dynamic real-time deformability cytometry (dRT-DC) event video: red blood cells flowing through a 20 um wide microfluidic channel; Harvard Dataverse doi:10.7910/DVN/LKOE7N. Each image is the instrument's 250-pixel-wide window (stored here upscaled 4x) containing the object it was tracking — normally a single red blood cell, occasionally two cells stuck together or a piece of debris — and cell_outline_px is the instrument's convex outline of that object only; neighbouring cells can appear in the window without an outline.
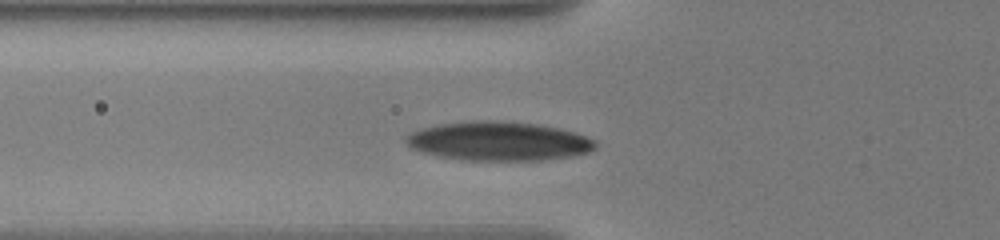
{"species": "human", "species_latin": "Homo sapiens", "temperature_condition": "warm", "stored_images_in_passage": 7, "camera_frame_rate_fps": 3000, "um_per_image_px": 0.085, "donor": {"sex": "male"}, "frame": {"image": 1, "passage_image": 4, "time_ms": 2.333, "image_size_px": [1000, 240], "cell_outline_px": [[596, 148], [588, 152], [572, 156], [540, 160], [460, 160], [440, 156], [408, 148], [404, 140], [412, 132], [436, 124], [476, 120], [488, 120], [536, 124], [560, 128], [596, 140]], "centroid_in_image_um": [42.36, 12.0], "position_along_channel_um": 83.4, "area_um2": 42.89}}
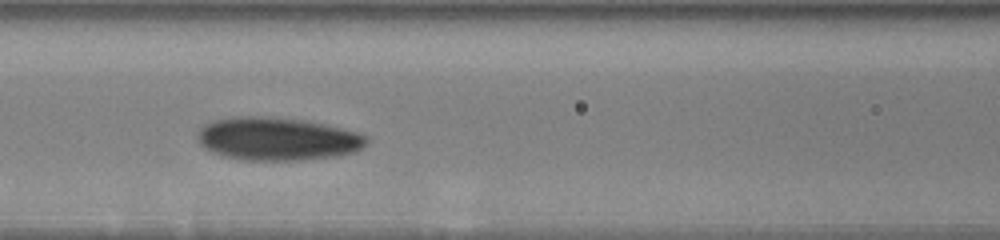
{"frame": {"image": 2, "passage_image": 6, "time_ms": 4.0, "image_size_px": [1000, 240], "cell_outline_px": [[368, 140], [360, 148], [352, 152], [336, 156], [304, 160], [240, 160], [224, 156], [212, 152], [204, 148], [200, 144], [200, 128], [204, 124], [216, 120], [232, 116], [268, 116], [308, 120], [356, 132], [368, 136]], "centroid_in_image_um": [23.56, 11.8], "position_along_channel_um": 143.0, "area_um2": 42.37}}
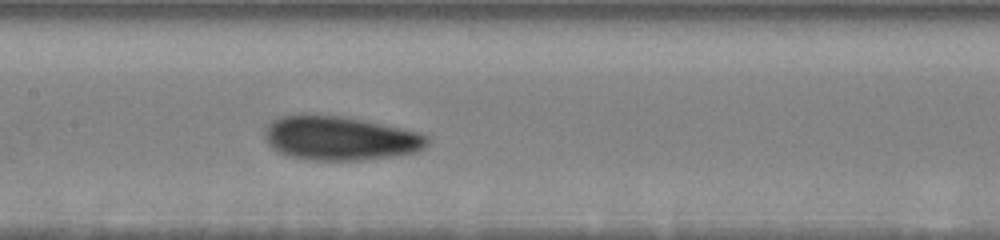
{"frame": {"image": 3, "passage_image": 7, "time_ms": 5.0, "image_size_px": [1000, 240], "cell_outline_px": [[428, 144], [424, 148], [416, 152], [392, 156], [364, 160], [308, 160], [288, 156], [276, 152], [268, 144], [264, 136], [264, 132], [268, 124], [272, 120], [280, 116], [300, 112], [304, 112], [340, 116], [364, 120], [384, 124], [420, 132], [428, 136]], "centroid_in_image_um": [28.84, 11.73], "position_along_channel_um": 178.6, "area_um2": 42.54}}